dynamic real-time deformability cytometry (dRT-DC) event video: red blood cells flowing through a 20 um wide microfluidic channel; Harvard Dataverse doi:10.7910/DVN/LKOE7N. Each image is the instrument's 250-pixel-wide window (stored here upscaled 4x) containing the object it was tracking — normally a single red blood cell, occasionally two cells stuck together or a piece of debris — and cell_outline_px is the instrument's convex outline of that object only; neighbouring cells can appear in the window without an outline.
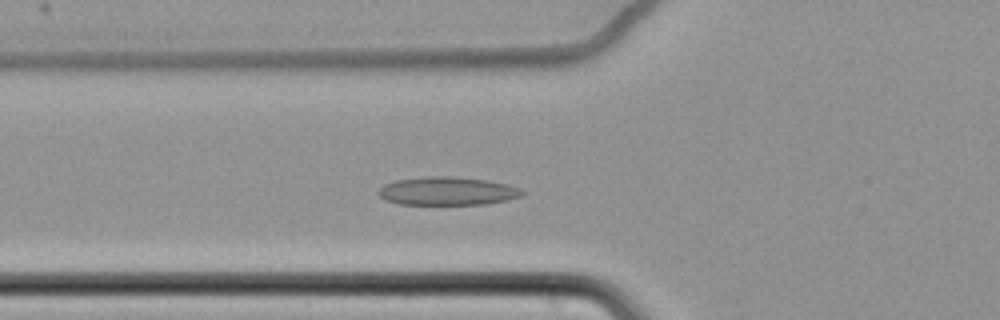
{"species": "common noctule bat (a hibernating species)", "species_latin": "Nyctalus noctula", "temperature_condition": "cold", "stored_images_in_passage": 47, "camera_frame_rate_fps": 3000, "um_per_image_px": 0.085, "animal": {"sex": "female", "body_mass_g": 22.7, "forearm_length_mm": 54.2}, "frame": {"image": 1, "passage_image": 9, "time_ms": 2.667, "image_size_px": [1000, 320], "cell_outline_px": [[528, 192], [520, 196], [504, 200], [484, 204], [400, 204], [384, 200], [376, 192], [384, 184], [396, 180], [424, 176], [456, 176], [488, 180], [508, 184], [520, 188]], "centroid_in_image_um": [38.02, 16.23], "position_along_channel_um": 87.8, "area_um2": 23.87}}
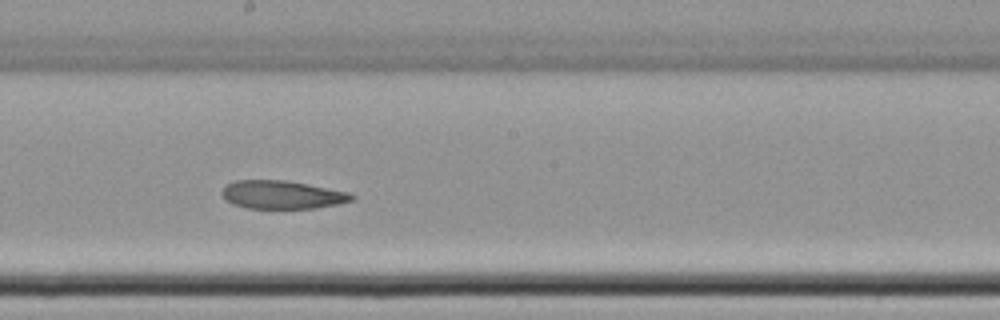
{"frame": {"image": 2, "passage_image": 21, "time_ms": 6.667, "image_size_px": [1000, 320], "cell_outline_px": [[356, 196], [352, 200], [336, 204], [316, 208], [248, 208], [232, 204], [220, 192], [228, 184], [236, 180], [284, 180], [308, 184], [352, 192]], "centroid_in_image_um": [24.02, 16.54], "position_along_channel_um": 224.2, "area_um2": 21.27}}
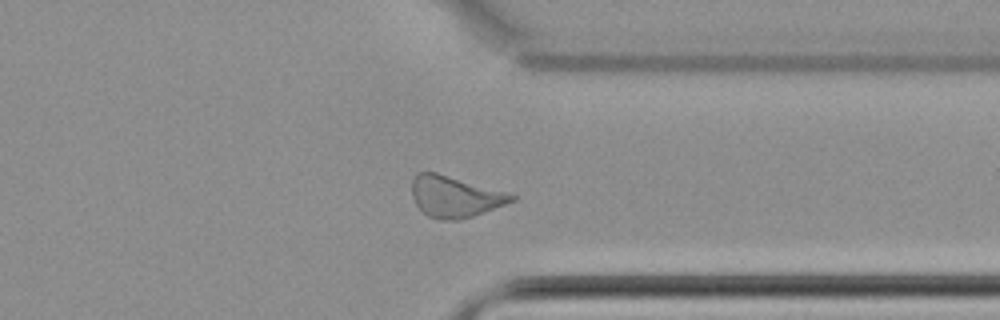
{"frame": {"image": 3, "passage_image": 34, "time_ms": 11.0, "image_size_px": [1000, 320], "cell_outline_px": [[516, 200], [484, 212], [460, 220], [436, 220], [428, 216], [416, 204], [412, 196], [412, 180], [416, 172], [436, 172], [508, 192], [516, 196]], "centroid_in_image_um": [38.66, 16.71], "position_along_channel_um": 372.7, "area_um2": 23.99}}